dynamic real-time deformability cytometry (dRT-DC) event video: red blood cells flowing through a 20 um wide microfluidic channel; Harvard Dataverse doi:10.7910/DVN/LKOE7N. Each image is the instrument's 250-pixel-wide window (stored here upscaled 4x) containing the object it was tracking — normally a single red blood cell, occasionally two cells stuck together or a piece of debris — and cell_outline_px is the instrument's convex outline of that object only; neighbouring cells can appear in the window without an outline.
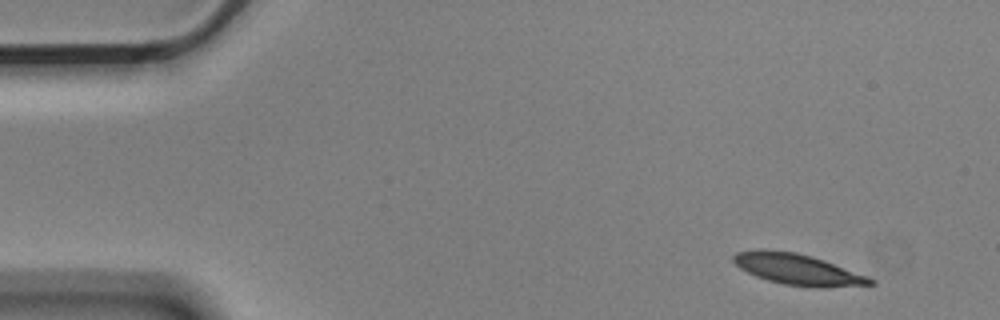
{"species": "Egyptian fruit bat (a non-hibernating species)", "species_latin": "Rousettus aegyptiacus", "temperature_condition": "cold", "stored_images_in_passage": 4, "camera_frame_rate_fps": 3000, "um_per_image_px": 0.085, "animal": {"sex": "male"}, "frame": {"image": 1, "passage_image": 1, "time_ms": 0.0, "image_size_px": [1000, 320], "cell_outline_px": [[876, 284], [820, 288], [784, 284], [768, 280], [756, 276], [740, 268], [732, 260], [732, 256], [736, 252], [756, 248], [764, 248], [796, 252], [812, 256], [824, 260], [868, 276], [876, 280]], "centroid_in_image_um": [67.79, 22.88], "position_along_channel_um": 17.2, "area_um2": 24.91}}
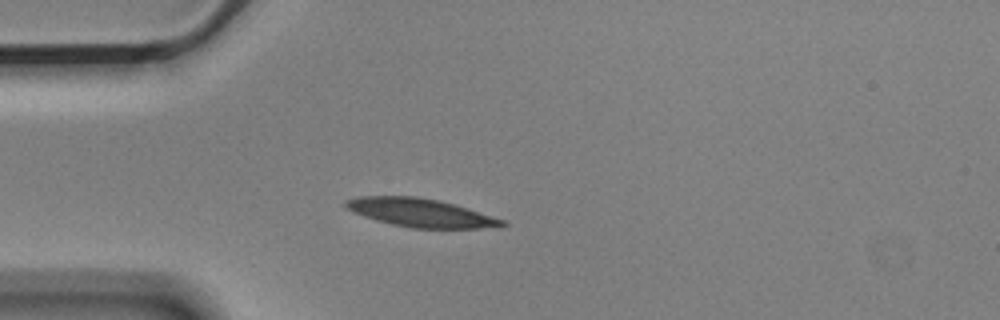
{"frame": {"image": 2, "passage_image": 3, "time_ms": 0.667, "image_size_px": [1000, 320], "cell_outline_px": [[508, 224], [500, 228], [412, 228], [392, 224], [376, 220], [352, 212], [344, 208], [344, 200], [356, 196], [416, 196], [440, 200], [468, 208], [504, 220]], "centroid_in_image_um": [35.73, 18.08], "position_along_channel_um": 49.3, "area_um2": 26.13}}